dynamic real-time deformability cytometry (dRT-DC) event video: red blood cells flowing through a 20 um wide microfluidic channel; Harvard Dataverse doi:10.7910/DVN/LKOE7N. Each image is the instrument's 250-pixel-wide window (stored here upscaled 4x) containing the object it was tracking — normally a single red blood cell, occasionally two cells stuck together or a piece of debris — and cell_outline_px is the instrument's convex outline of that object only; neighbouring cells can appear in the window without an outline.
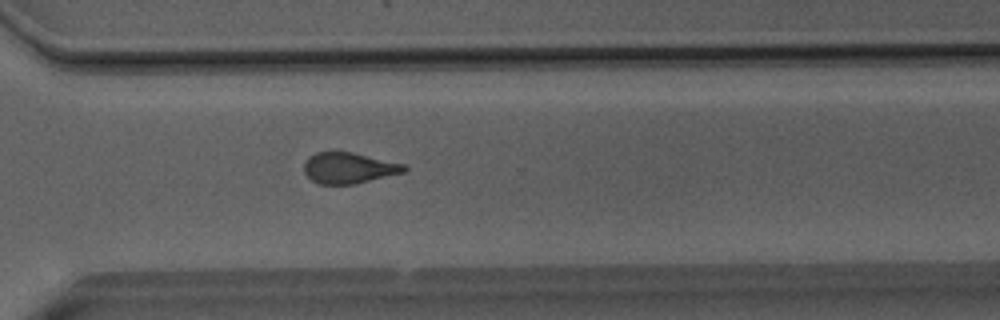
{"species": "Egyptian fruit bat (a non-hibernating species)", "species_latin": "Rousettus aegyptiacus", "temperature_condition": "room temperature", "stored_images_in_passage": 50, "camera_frame_rate_fps": 3000, "um_per_image_px": 0.085, "animal": {"sex": "male"}, "frame": {"image": 1, "passage_image": 36, "time_ms": 11.667, "image_size_px": [1000, 320], "cell_outline_px": [[408, 172], [352, 184], [320, 184], [312, 180], [304, 172], [304, 164], [316, 152], [352, 152], [404, 164], [408, 168]], "centroid_in_image_um": [29.7, 14.28], "position_along_channel_um": 340.9, "area_um2": 17.86}}
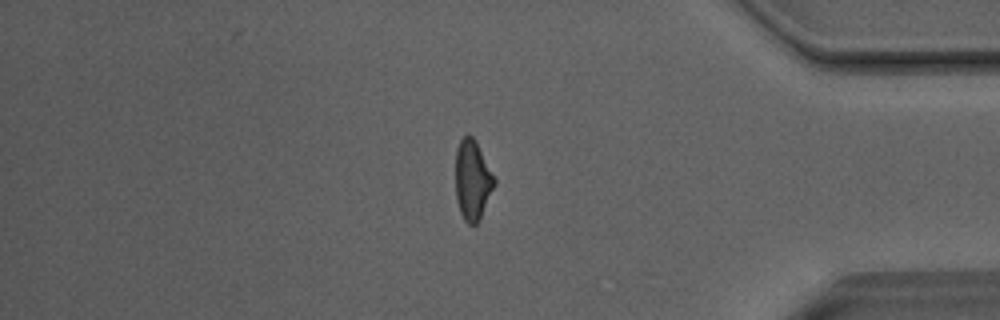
{"frame": {"image": 2, "passage_image": 42, "time_ms": 13.667, "image_size_px": [1000, 320], "cell_outline_px": [[496, 184], [480, 220], [476, 224], [468, 224], [464, 220], [460, 212], [456, 200], [456, 148], [460, 140], [468, 132], [476, 140], [496, 180]], "centroid_in_image_um": [40.17, 15.3], "position_along_channel_um": 395.0, "area_um2": 18.32}}
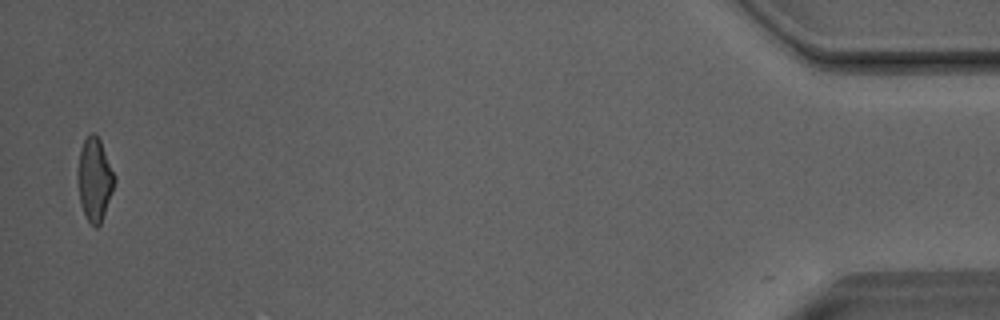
{"frame": {"image": 3, "passage_image": 49, "time_ms": 16.0, "image_size_px": [1000, 320], "cell_outline_px": [[116, 180], [112, 192], [100, 224], [96, 228], [88, 220], [80, 204], [76, 180], [76, 172], [80, 148], [84, 140], [92, 132], [100, 140], [116, 176]], "centroid_in_image_um": [8.02, 15.24], "position_along_channel_um": 427.2, "area_um2": 17.92}, "authors_computed_cell_mechanics": {"area_um2": 18.785, "velocity_mm_per_s": 4.0798, "shape_relaxation_time_tau1_ms": null, "shape_relaxation_time_tau2_ms": 1.1558, "deformation_change_tau1": null, "deformation_change_tau2": 0.091}}